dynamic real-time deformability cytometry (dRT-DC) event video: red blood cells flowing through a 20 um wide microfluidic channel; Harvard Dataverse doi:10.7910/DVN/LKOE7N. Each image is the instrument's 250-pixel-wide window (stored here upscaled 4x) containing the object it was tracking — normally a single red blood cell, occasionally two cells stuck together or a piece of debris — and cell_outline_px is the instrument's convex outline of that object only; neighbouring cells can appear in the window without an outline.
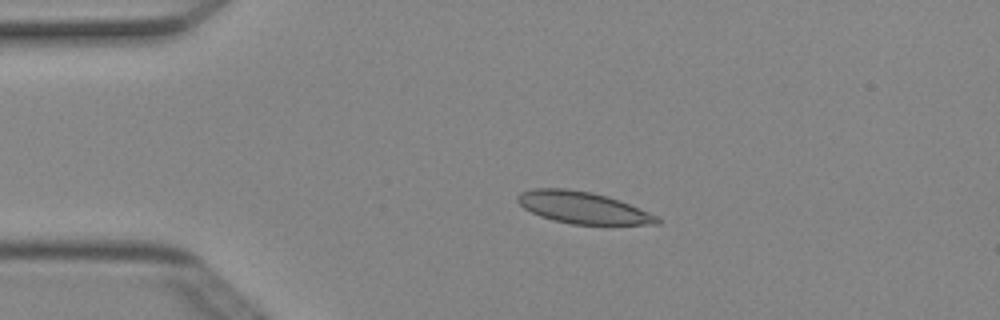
{"species": "Egyptian fruit bat (a non-hibernating species)", "species_latin": "Rousettus aegyptiacus", "temperature_condition": "cold", "stored_images_in_passage": 5, "camera_frame_rate_fps": 3000, "um_per_image_px": 0.085, "animal": {"sex": "female"}, "frame": {"image": 1, "passage_image": 4, "time_ms": 1.0, "image_size_px": [1000, 320], "cell_outline_px": [[660, 224], [572, 224], [552, 220], [540, 216], [524, 208], [516, 200], [516, 196], [520, 192], [532, 188], [568, 188], [592, 192], [608, 196], [648, 212], [656, 216], [660, 220]], "centroid_in_image_um": [49.47, 17.63], "position_along_channel_um": 35.5, "area_um2": 25.72}}